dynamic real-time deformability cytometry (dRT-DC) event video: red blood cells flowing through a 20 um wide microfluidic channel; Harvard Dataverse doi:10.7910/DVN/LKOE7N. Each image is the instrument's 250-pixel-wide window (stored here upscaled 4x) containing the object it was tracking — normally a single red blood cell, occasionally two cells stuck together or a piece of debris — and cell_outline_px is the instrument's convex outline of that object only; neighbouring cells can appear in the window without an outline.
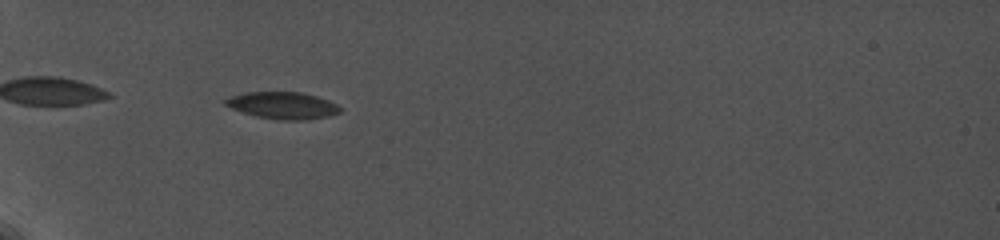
{"species": "common noctule bat (a hibernating species)", "species_latin": "Nyctalus noctula", "temperature_condition": "cold", "stored_images_in_passage": 11, "camera_frame_rate_fps": 5000, "um_per_image_px": 0.085, "animal": {"sex": "female", "body_mass_g": 19.0, "forearm_length_mm": 56.7}, "frame": {"image": 1, "passage_image": 2, "time_ms": 1.0, "image_size_px": [1000, 240], "cell_outline_px": [[340, 112], [328, 116], [308, 120], [280, 120], [256, 116], [232, 108], [224, 104], [224, 100], [228, 96], [244, 92], [300, 92], [316, 96], [328, 100], [336, 104], [340, 108]], "centroid_in_image_um": [24.01, 8.96], "position_along_channel_um": 61.0, "area_um2": 17.98}}
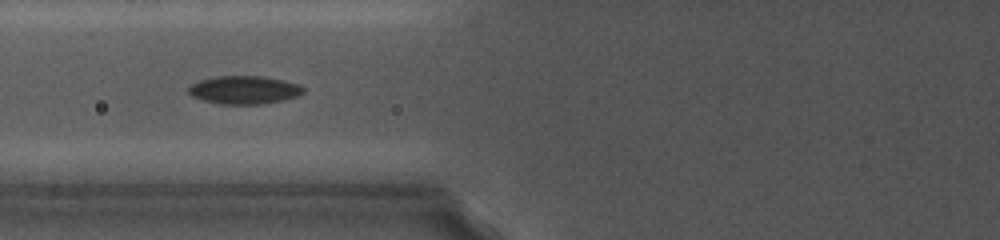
{"frame": {"image": 2, "passage_image": 4, "time_ms": 2.8, "image_size_px": [1000, 240], "cell_outline_px": [[304, 92], [296, 96], [284, 100], [260, 104], [220, 104], [204, 100], [192, 96], [188, 92], [188, 84], [200, 80], [216, 76], [264, 76], [284, 80], [300, 84], [304, 88]], "centroid_in_image_um": [20.75, 7.63], "position_along_channel_um": 105.1, "area_um2": 18.96}}